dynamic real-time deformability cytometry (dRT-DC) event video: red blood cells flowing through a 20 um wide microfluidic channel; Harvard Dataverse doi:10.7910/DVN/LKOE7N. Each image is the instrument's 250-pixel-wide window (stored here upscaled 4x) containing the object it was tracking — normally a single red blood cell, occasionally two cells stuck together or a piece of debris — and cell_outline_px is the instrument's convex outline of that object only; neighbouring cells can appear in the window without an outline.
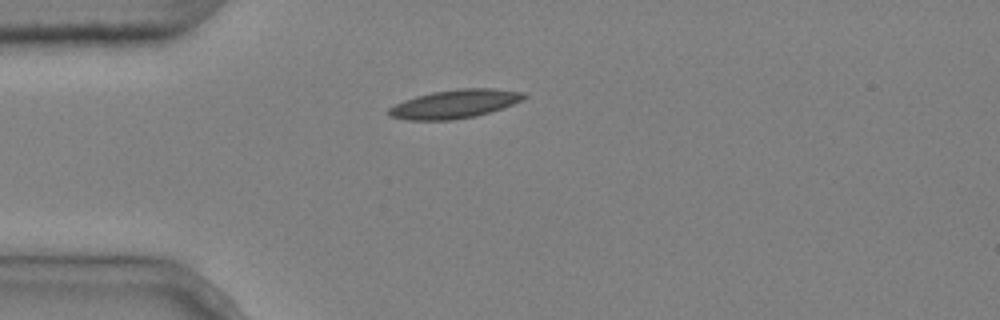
{"species": "common noctule bat (a hibernating species)", "species_latin": "Nyctalus noctula", "temperature_condition": "cold", "stored_images_in_passage": 1, "camera_frame_rate_fps": 3000, "um_per_image_px": 0.085, "animal": {"sex": "male", "body_mass_g": 20.4}, "frame": {"image": 1, "passage_image": 1, "time_ms": 0.0, "image_size_px": [1000, 320], "cell_outline_px": [[528, 96], [524, 100], [504, 108], [476, 116], [452, 120], [408, 120], [388, 116], [388, 108], [404, 100], [416, 96], [432, 92], [456, 88], [492, 88], [524, 92]], "centroid_in_image_um": [38.69, 8.83], "position_along_channel_um": 46.3, "area_um2": 22.77}}